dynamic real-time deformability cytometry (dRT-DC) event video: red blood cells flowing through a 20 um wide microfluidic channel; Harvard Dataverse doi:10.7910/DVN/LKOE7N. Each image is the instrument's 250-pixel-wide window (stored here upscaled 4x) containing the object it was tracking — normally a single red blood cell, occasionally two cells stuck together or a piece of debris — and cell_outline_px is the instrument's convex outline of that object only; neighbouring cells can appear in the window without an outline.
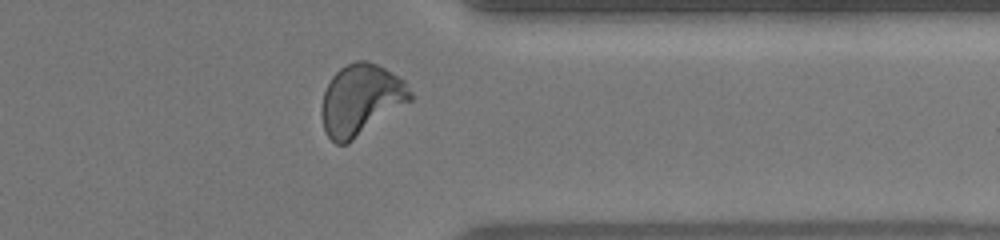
{"species": "human", "species_latin": "Homo sapiens", "temperature_condition": "warm", "stored_images_in_passage": 45, "camera_frame_rate_fps": 3000, "um_per_image_px": 0.085, "donor": {"sex": "female"}, "frame": {"image": 1, "passage_image": 39, "time_ms": 10.0, "image_size_px": [1000, 240], "cell_outline_px": [[412, 100], [348, 144], [336, 144], [324, 132], [320, 112], [320, 108], [324, 92], [332, 76], [340, 68], [356, 60], [364, 60], [376, 64], [384, 68], [404, 80], [412, 92]], "centroid_in_image_um": [30.65, 8.5], "position_along_channel_um": 380.7, "area_um2": 36.76}}